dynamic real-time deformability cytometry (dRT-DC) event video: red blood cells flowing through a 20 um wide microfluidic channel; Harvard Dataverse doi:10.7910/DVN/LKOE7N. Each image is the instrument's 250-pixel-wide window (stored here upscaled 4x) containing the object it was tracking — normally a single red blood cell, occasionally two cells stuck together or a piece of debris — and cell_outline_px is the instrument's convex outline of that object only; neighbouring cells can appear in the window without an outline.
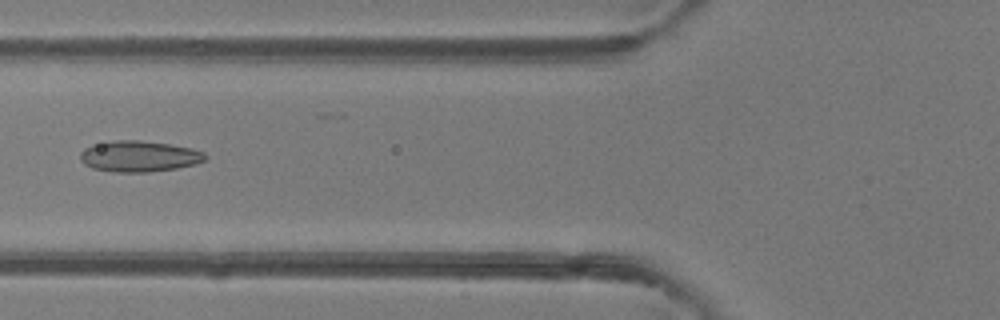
{"species": "common noctule bat (a hibernating species)", "species_latin": "Nyctalus noctula", "temperature_condition": "room temperature", "stored_images_in_passage": 4, "camera_frame_rate_fps": 3000, "um_per_image_px": 0.085, "animal": {"sex": "female"}, "frame": {"image": 1, "passage_image": 3, "time_ms": 2.333, "image_size_px": [1000, 320], "cell_outline_px": [[208, 156], [204, 160], [196, 164], [176, 168], [148, 172], [112, 172], [92, 168], [84, 164], [80, 160], [80, 152], [84, 148], [92, 144], [112, 140], [140, 140], [168, 144], [192, 148], [204, 152]], "centroid_in_image_um": [11.79, 13.28], "position_along_channel_um": 114.0, "area_um2": 22.77}}
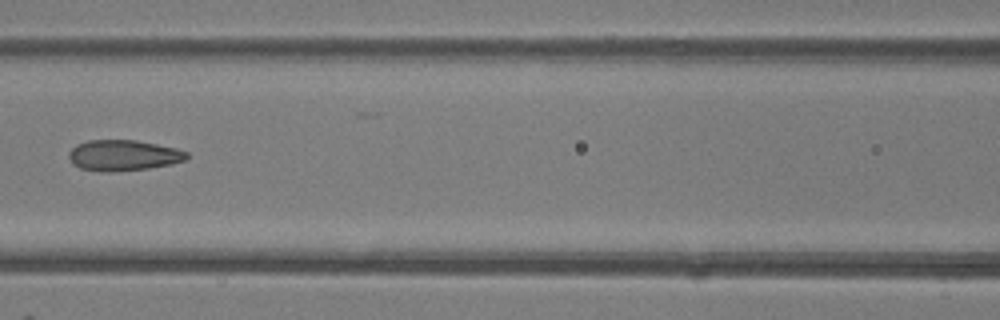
{"frame": {"image": 2, "passage_image": 4, "time_ms": 3.333, "image_size_px": [1000, 320], "cell_outline_px": [[188, 156], [184, 160], [172, 164], [148, 168], [104, 172], [80, 168], [72, 164], [68, 156], [68, 152], [76, 144], [88, 140], [136, 140], [176, 148], [188, 152]], "centroid_in_image_um": [10.45, 13.2], "position_along_channel_um": 156.1, "area_um2": 21.1}}